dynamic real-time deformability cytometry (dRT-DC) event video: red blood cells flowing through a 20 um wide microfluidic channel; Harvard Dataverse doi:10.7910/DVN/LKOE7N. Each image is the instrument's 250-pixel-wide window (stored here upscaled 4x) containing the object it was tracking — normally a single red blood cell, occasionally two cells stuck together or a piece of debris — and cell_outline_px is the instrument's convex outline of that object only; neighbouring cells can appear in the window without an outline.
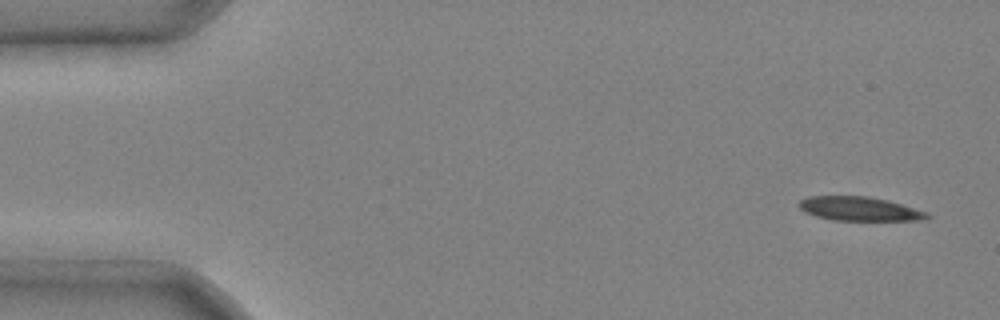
{"species": "common noctule bat (a hibernating species)", "species_latin": "Nyctalus noctula", "temperature_condition": "cold", "stored_images_in_passage": 4, "camera_frame_rate_fps": 3000, "um_per_image_px": 0.085, "animal": {"sex": "male", "body_mass_g": 20.4}, "frame": {"image": 1, "passage_image": 1, "time_ms": 0.0, "image_size_px": [1000, 320], "cell_outline_px": [[932, 216], [924, 220], [832, 220], [816, 216], [804, 212], [796, 204], [800, 200], [808, 196], [868, 196], [888, 200], [928, 212]], "centroid_in_image_um": [73.04, 17.74], "position_along_channel_um": 12.0, "area_um2": 18.03}}
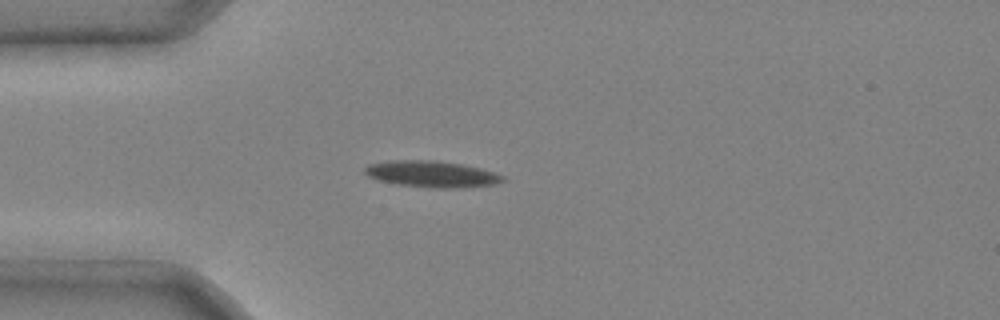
{"frame": {"image": 2, "passage_image": 4, "time_ms": 1.0, "image_size_px": [1000, 320], "cell_outline_px": [[504, 180], [496, 184], [460, 188], [436, 188], [396, 184], [380, 180], [368, 176], [364, 172], [364, 168], [368, 164], [388, 160], [432, 160], [460, 164], [480, 168], [496, 172], [504, 176]], "centroid_in_image_um": [36.69, 14.79], "position_along_channel_um": 48.3, "area_um2": 21.21}}